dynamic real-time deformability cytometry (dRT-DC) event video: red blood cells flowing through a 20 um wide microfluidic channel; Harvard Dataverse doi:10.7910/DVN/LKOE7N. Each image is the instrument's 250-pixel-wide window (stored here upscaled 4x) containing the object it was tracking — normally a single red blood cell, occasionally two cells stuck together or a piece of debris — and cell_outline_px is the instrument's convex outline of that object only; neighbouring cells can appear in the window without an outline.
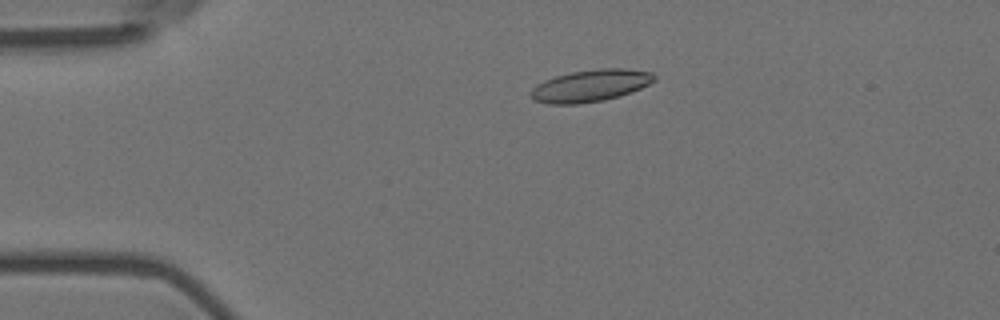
{"species": "Egyptian fruit bat (a non-hibernating species)", "species_latin": "Rousettus aegyptiacus", "temperature_condition": "room temperature", "stored_images_in_passage": 56, "camera_frame_rate_fps": 3000, "um_per_image_px": 0.085, "animal": {"sex": "female"}, "frame": {"image": 1, "passage_image": 12, "time_ms": 3.667, "image_size_px": [1000, 320], "cell_outline_px": [[656, 80], [640, 88], [620, 96], [604, 100], [576, 104], [548, 104], [536, 100], [532, 96], [532, 88], [536, 84], [544, 80], [556, 76], [572, 72], [600, 68], [624, 68], [652, 72], [656, 76]], "centroid_in_image_um": [50.22, 7.27], "position_along_channel_um": 34.8, "area_um2": 22.89}}
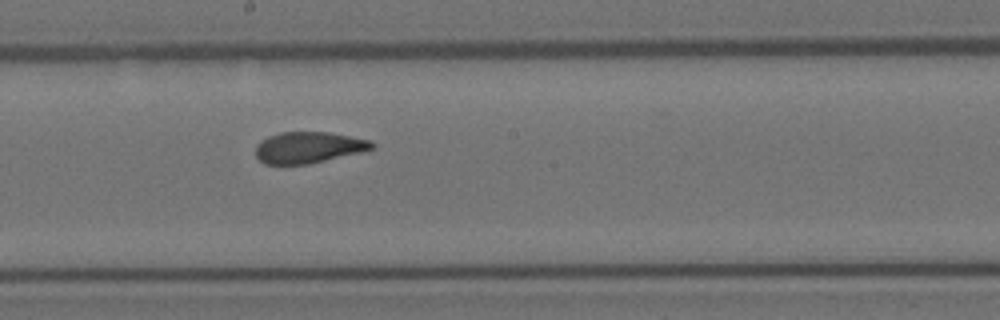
{"frame": {"image": 2, "passage_image": 31, "time_ms": 10.0, "image_size_px": [1000, 320], "cell_outline_px": [[376, 148], [360, 152], [308, 164], [264, 164], [256, 156], [256, 144], [268, 136], [280, 132], [328, 132], [372, 140], [376, 144]], "centroid_in_image_um": [26.24, 12.52], "position_along_channel_um": 222.0, "area_um2": 21.21}}
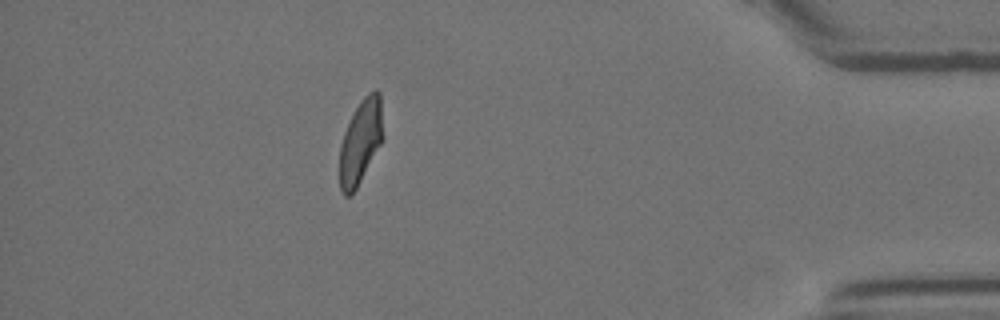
{"frame": {"image": 3, "passage_image": 50, "time_ms": 16.333, "image_size_px": [1000, 320], "cell_outline_px": [[384, 136], [380, 144], [352, 196], [344, 196], [340, 192], [340, 144], [344, 132], [360, 100], [368, 92], [376, 88], [380, 92]], "centroid_in_image_um": [30.66, 12.03], "position_along_channel_um": 404.5, "area_um2": 21.33}, "authors_computed_cell_mechanics": {"area_um2": 21.964, "velocity_mm_per_s": 3.617, "shape_relaxation_time_tau1_ms": 5.6648, "shape_relaxation_time_tau2_ms": 1.3993, "deformation_change_tau1": 0.1661, "deformation_change_tau2": 0.088}}